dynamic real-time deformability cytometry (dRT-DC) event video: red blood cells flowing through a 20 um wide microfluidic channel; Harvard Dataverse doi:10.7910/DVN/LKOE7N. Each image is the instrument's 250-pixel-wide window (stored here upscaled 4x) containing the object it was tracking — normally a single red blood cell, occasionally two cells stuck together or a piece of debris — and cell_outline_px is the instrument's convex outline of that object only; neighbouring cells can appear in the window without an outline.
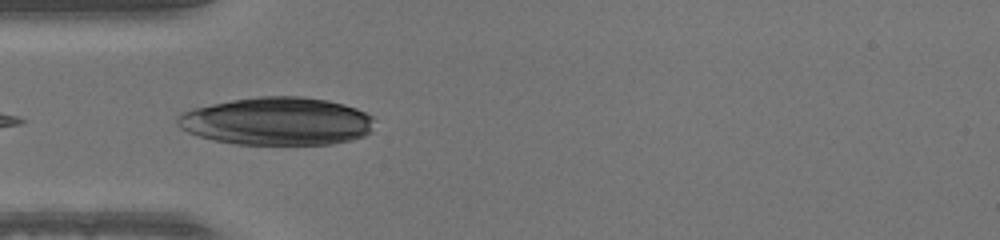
{"species": "human", "species_latin": "Homo sapiens", "temperature_condition": "warm", "stored_images_in_passage": 22, "camera_frame_rate_fps": 3000, "um_per_image_px": 0.085, "donor": {"sex": "male"}, "frame": {"image": 1, "passage_image": 1, "time_ms": 0.0, "image_size_px": [1000, 240], "cell_outline_px": [[376, 120], [372, 132], [364, 136], [352, 140], [332, 144], [236, 144], [212, 140], [188, 132], [180, 128], [176, 124], [176, 116], [180, 112], [192, 108], [232, 100], [260, 96], [300, 96], [328, 100], [344, 104], [356, 108], [372, 116]], "centroid_in_image_um": [23.56, 10.3], "position_along_channel_um": 61.4, "area_um2": 55.49}}